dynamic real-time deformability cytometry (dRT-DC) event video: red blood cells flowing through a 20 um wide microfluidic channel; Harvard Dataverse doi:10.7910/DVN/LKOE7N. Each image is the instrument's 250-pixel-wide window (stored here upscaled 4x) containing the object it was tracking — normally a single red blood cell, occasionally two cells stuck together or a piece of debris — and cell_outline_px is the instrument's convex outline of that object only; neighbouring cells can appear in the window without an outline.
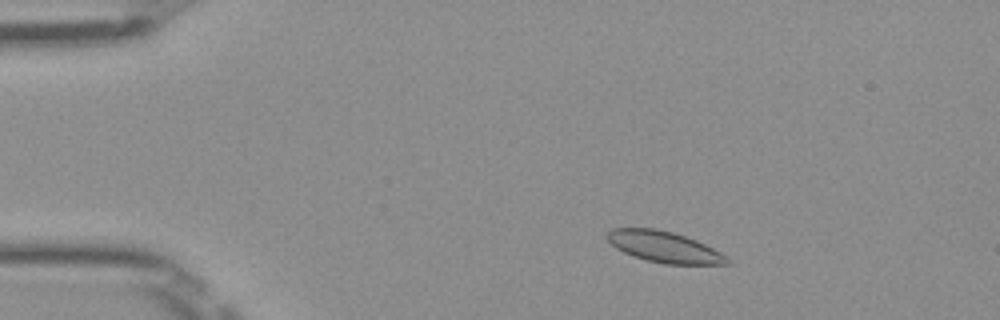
{"species": "Egyptian fruit bat (a non-hibernating species)", "species_latin": "Rousettus aegyptiacus", "temperature_condition": "room temperature", "stored_images_in_passage": 48, "camera_frame_rate_fps": 3000, "um_per_image_px": 0.085, "frame": {"image": 1, "passage_image": 6, "time_ms": 1.667, "image_size_px": [1000, 320], "cell_outline_px": [[728, 264], [664, 264], [632, 256], [616, 248], [608, 240], [608, 232], [612, 228], [656, 228], [672, 232], [696, 240], [720, 252], [728, 260]], "centroid_in_image_um": [56.42, 20.98], "position_along_channel_um": 28.6, "area_um2": 21.33}}
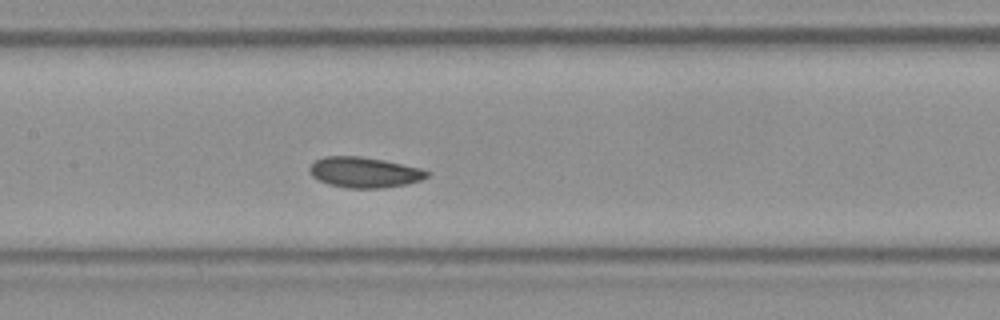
{"frame": {"image": 2, "passage_image": 22, "time_ms": 7.0, "image_size_px": [1000, 320], "cell_outline_px": [[428, 176], [420, 180], [408, 184], [380, 188], [348, 188], [328, 184], [312, 176], [308, 172], [308, 168], [316, 160], [324, 156], [360, 156], [384, 160], [420, 168], [428, 172]], "centroid_in_image_um": [30.94, 14.64], "position_along_channel_um": 176.5, "area_um2": 20.81}}
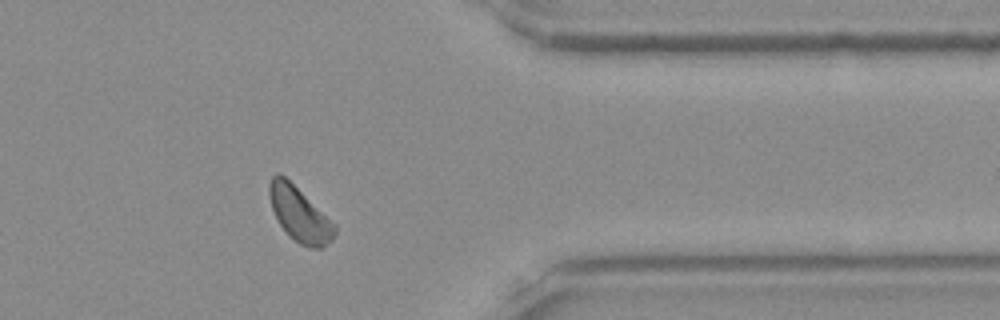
{"frame": {"image": 3, "passage_image": 39, "time_ms": 12.667, "image_size_px": [1000, 320], "cell_outline_px": [[336, 232], [332, 240], [320, 248], [312, 248], [300, 244], [280, 224], [272, 208], [268, 196], [268, 184], [272, 176], [276, 172], [280, 172], [336, 224]], "centroid_in_image_um": [25.45, 18.17], "position_along_channel_um": 385.9, "area_um2": 20.46}, "authors_computed_cell_mechanics": {"area_um2": 20.808, "velocity_mm_per_s": 3.9508, "shape_relaxation_time_tau1_ms": 3.9015, "shape_relaxation_time_tau2_ms": 5.5738, "deformation_change_tau1": 0.0626, "deformation_change_tau2": 0.0823}}